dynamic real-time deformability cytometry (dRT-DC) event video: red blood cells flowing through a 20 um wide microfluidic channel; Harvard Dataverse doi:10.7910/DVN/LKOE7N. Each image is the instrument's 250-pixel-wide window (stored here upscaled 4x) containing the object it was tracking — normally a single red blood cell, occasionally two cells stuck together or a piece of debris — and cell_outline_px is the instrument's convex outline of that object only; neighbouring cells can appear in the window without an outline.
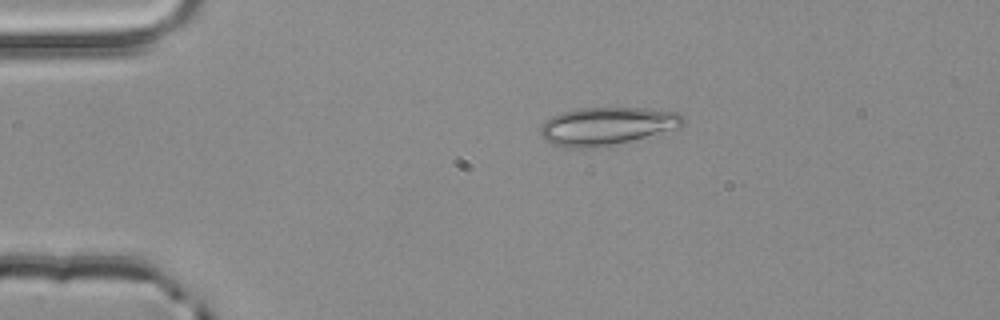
{"species": "common noctule bat (a hibernating species)", "species_latin": "Nyctalus noctula", "temperature_condition": "room temperature", "stored_images_in_passage": 2, "camera_frame_rate_fps": 3000, "um_per_image_px": 0.085, "animal": {"sex": "male", "body_mass_g": 20.4}, "frame": {"image": 1, "passage_image": 1, "time_ms": 0.0, "image_size_px": [1000, 320], "cell_outline_px": [[684, 124], [680, 128], [612, 144], [592, 148], [568, 148], [552, 144], [544, 140], [540, 136], [540, 128], [544, 120], [560, 112], [580, 108], [644, 108], [680, 112], [684, 116]], "centroid_in_image_um": [51.56, 10.71], "position_along_channel_um": 33.4, "area_um2": 31.56}}